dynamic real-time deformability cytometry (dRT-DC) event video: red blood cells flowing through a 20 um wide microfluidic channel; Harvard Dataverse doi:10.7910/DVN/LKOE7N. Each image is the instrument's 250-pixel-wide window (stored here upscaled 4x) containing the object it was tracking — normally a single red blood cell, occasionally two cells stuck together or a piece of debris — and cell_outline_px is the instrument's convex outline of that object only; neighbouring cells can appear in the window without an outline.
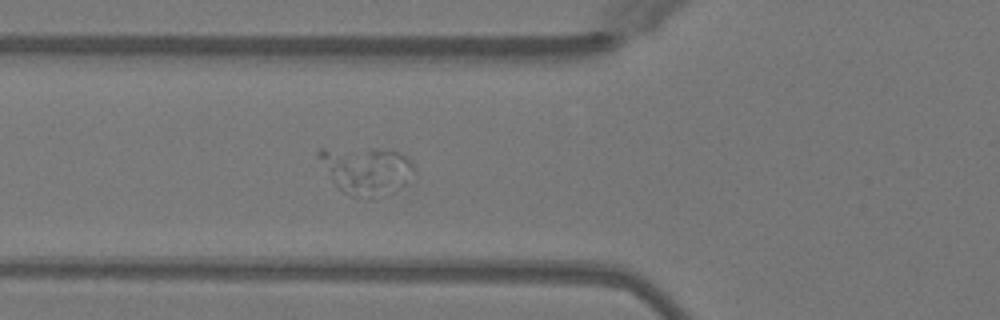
{"species": "Egyptian fruit bat (a non-hibernating species)", "species_latin": "Rousettus aegyptiacus", "temperature_condition": "warm", "stored_images_in_passage": 32, "camera_frame_rate_fps": 3000, "um_per_image_px": 0.085, "animal": {"sex": "female"}, "frame": {"image": 1, "passage_image": 5, "time_ms": 1.333, "image_size_px": [1000, 320], "cell_outline_px": [[416, 180], [392, 192], [372, 200], [368, 200], [348, 196], [336, 188], [316, 156], [316, 152], [320, 148], [376, 148], [396, 152], [404, 156], [412, 164], [416, 172]], "centroid_in_image_um": [31.14, 14.53], "position_along_channel_um": 94.7, "area_um2": 27.57}}
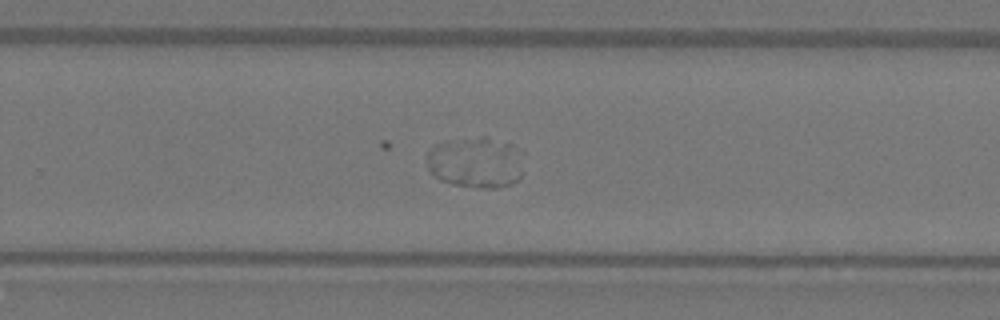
{"frame": {"image": 2, "passage_image": 20, "time_ms": 6.333, "image_size_px": [1000, 320], "cell_outline_px": [[520, 176], [512, 184], [496, 188], [476, 188], [452, 184], [440, 180], [428, 172], [428, 152], [436, 144], [444, 140], [448, 140], [520, 172]], "centroid_in_image_um": [39.77, 14.24], "position_along_channel_um": 290.0, "area_um2": 20.4}}
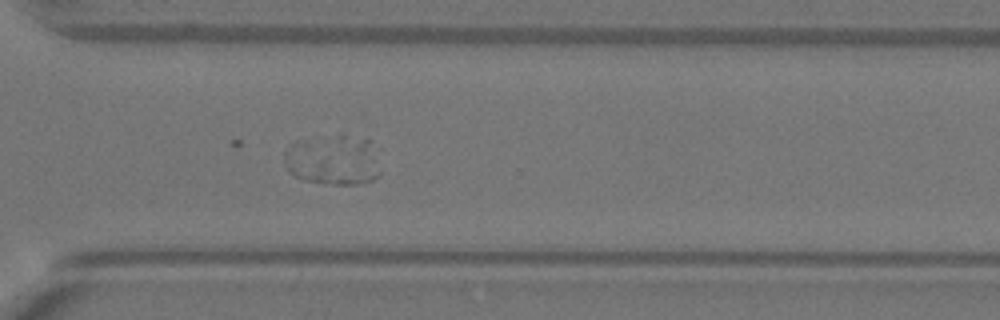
{"frame": {"image": 3, "passage_image": 24, "time_ms": 7.667, "image_size_px": [1000, 320], "cell_outline_px": [[380, 172], [372, 180], [356, 184], [332, 184], [304, 180], [288, 172], [284, 164], [284, 152]], "centroid_in_image_um": [27.71, 14.52], "position_along_channel_um": 342.9, "area_um2": 12.77}}